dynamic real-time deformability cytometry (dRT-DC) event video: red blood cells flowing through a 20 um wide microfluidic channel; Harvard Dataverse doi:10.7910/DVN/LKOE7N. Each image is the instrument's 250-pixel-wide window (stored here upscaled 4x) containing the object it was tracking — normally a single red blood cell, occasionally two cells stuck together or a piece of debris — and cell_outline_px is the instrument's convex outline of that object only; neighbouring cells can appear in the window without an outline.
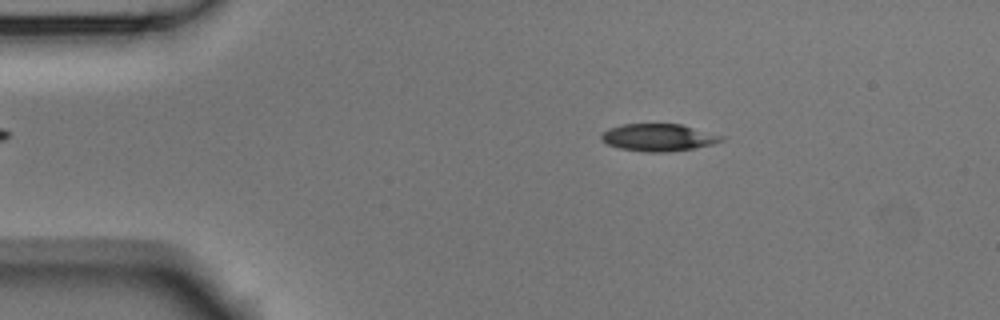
{"species": "Egyptian fruit bat (a non-hibernating species)", "species_latin": "Rousettus aegyptiacus", "temperature_condition": "room temperature", "stored_images_in_passage": 53, "camera_frame_rate_fps": 3000, "um_per_image_px": 0.085, "animal": {"sex": "male"}, "frame": {"image": 1, "passage_image": 9, "time_ms": 2.667, "image_size_px": [1000, 320], "cell_outline_px": [[728, 136], [724, 140], [712, 144], [692, 148], [668, 152], [644, 152], [620, 148], [608, 144], [600, 140], [600, 136], [608, 128], [620, 124], [680, 124]], "centroid_in_image_um": [55.99, 11.68], "position_along_channel_um": 29.0, "area_um2": 19.25}}
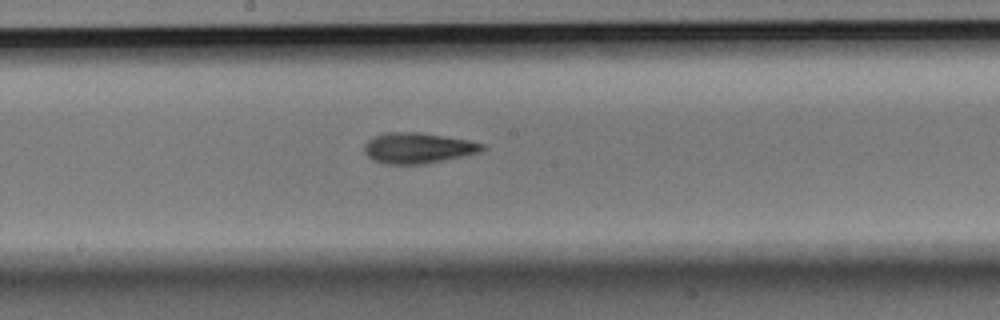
{"frame": {"image": 2, "passage_image": 28, "time_ms": 9.0, "image_size_px": [1000, 320], "cell_outline_px": [[488, 148], [480, 152], [424, 164], [384, 164], [372, 160], [364, 152], [364, 144], [372, 136], [388, 132], [420, 132], [468, 140], [488, 144]], "centroid_in_image_um": [35.53, 12.58], "position_along_channel_um": 212.7, "area_um2": 21.27}}
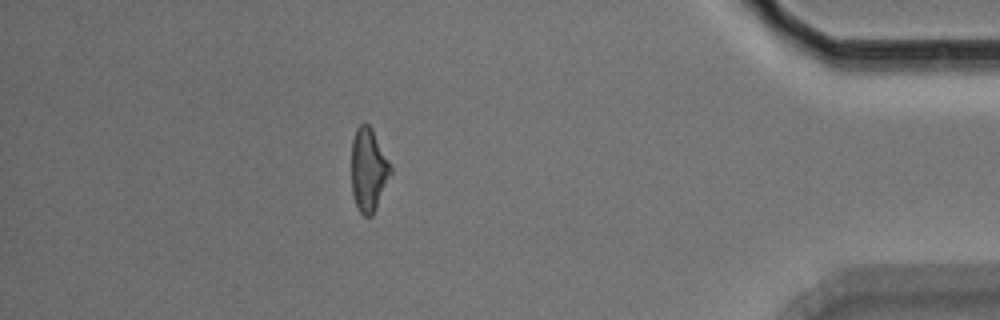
{"frame": {"image": 3, "passage_image": 47, "time_ms": 15.333, "image_size_px": [1000, 320], "cell_outline_px": [[392, 172], [376, 208], [372, 216], [364, 216], [360, 212], [356, 204], [352, 192], [352, 140], [356, 128], [360, 124], [368, 124], [372, 128], [392, 168]], "centroid_in_image_um": [31.32, 14.43], "position_along_channel_um": 403.9, "area_um2": 18.79}, "authors_computed_cell_mechanics": {"area_um2": 19.8254, "velocity_mm_per_s": 3.7247, "shape_relaxation_time_tau1_ms": 5.3831, "shape_relaxation_time_tau2_ms": 3.9445, "deformation_change_tau1": 0.1721, "deformation_change_tau2": 0.1363}}